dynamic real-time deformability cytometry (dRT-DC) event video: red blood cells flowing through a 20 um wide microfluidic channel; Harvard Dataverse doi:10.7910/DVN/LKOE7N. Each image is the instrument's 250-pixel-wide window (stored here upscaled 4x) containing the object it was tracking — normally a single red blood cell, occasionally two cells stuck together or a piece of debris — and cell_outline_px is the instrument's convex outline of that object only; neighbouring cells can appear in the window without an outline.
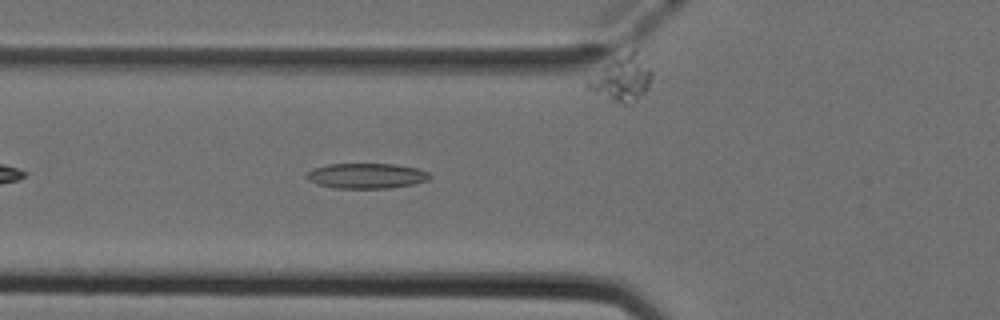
{"species": "Egyptian fruit bat (a non-hibernating species)", "species_latin": "Rousettus aegyptiacus", "temperature_condition": "cold", "stored_images_in_passage": 35, "camera_frame_rate_fps": 3000, "um_per_image_px": 0.085, "animal": {"sex": "female"}, "frame": {"image": 1, "passage_image": 7, "time_ms": 2.0, "image_size_px": [1000, 320], "cell_outline_px": [[432, 176], [428, 180], [416, 184], [392, 188], [332, 188], [316, 184], [308, 180], [304, 176], [312, 168], [328, 164], [396, 164], [416, 168], [428, 172]], "centroid_in_image_um": [31.14, 14.95], "position_along_channel_um": 94.7, "area_um2": 18.38}}
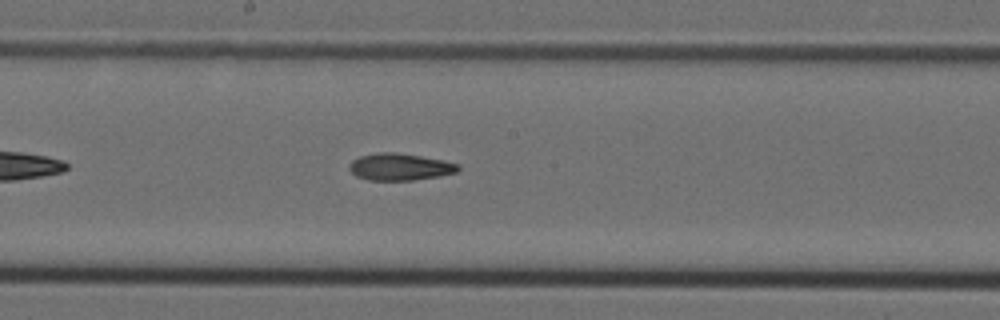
{"frame": {"image": 2, "passage_image": 16, "time_ms": 5.0, "image_size_px": [1000, 320], "cell_outline_px": [[460, 168], [456, 172], [440, 176], [412, 180], [368, 180], [356, 176], [348, 168], [352, 160], [360, 156], [380, 152], [396, 152], [420, 156], [460, 164]], "centroid_in_image_um": [33.98, 14.18], "position_along_channel_um": 214.2, "area_um2": 16.99}}
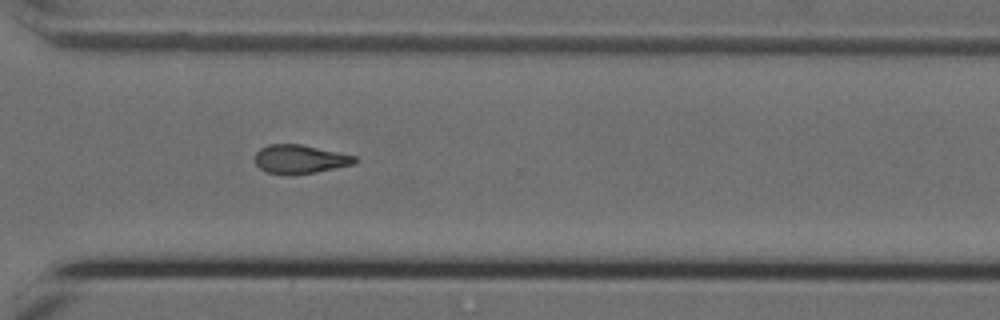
{"frame": {"image": 3, "passage_image": 26, "time_ms": 8.333, "image_size_px": [1000, 320], "cell_outline_px": [[356, 164], [316, 172], [292, 176], [268, 172], [260, 168], [256, 164], [256, 152], [260, 148], [268, 144], [300, 144], [356, 156]], "centroid_in_image_um": [25.5, 13.54], "position_along_channel_um": 345.1, "area_um2": 16.76}, "authors_computed_cell_mechanics": {"area_um2": 17.2822, "velocity_mm_per_s": 3.9477, "shape_relaxation_time_tau1_ms": null, "shape_relaxation_time_tau2_ms": 8.5099, "deformation_change_tau1": null, "deformation_change_tau2": 0.1809}}